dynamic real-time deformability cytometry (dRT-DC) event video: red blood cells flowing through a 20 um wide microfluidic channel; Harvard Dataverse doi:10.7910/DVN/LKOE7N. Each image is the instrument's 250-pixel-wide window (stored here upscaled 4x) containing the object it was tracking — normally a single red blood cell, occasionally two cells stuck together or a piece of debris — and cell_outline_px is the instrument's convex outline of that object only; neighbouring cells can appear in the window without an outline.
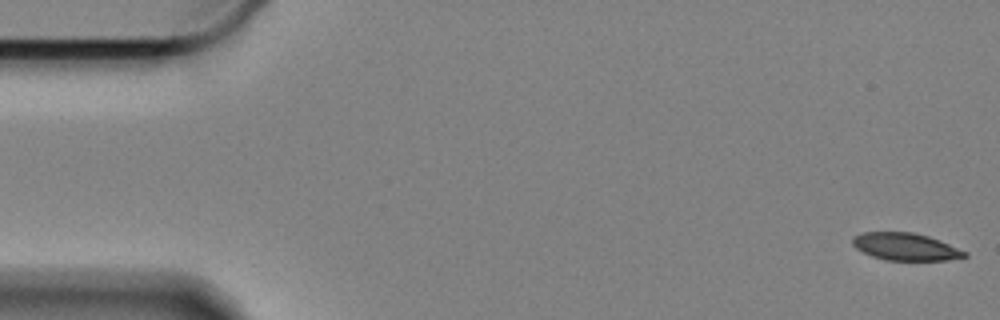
{"species": "Egyptian fruit bat (a non-hibernating species)", "species_latin": "Rousettus aegyptiacus", "temperature_condition": "cold", "stored_images_in_passage": 59, "camera_frame_rate_fps": 3000, "um_per_image_px": 0.085, "animal": {"sex": "female"}, "frame": {"image": 1, "passage_image": 1, "time_ms": 0.0, "image_size_px": [1000, 320], "cell_outline_px": [[968, 256], [948, 260], [884, 260], [872, 256], [856, 248], [852, 244], [852, 236], [864, 232], [912, 232], [928, 236], [940, 240], [968, 252]], "centroid_in_image_um": [76.97, 20.97], "position_along_channel_um": 8.0, "area_um2": 17.92}}
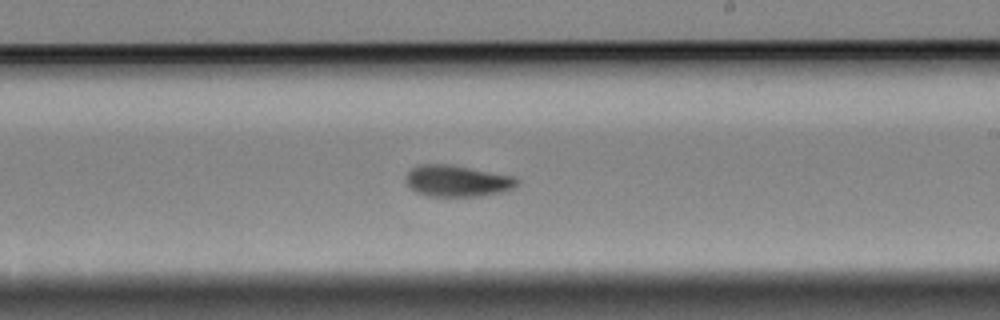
{"frame": {"image": 2, "passage_image": 34, "time_ms": 11.0, "image_size_px": [1000, 320], "cell_outline_px": [[520, 184], [504, 192], [480, 196], [428, 196], [416, 192], [408, 188], [404, 180], [404, 176], [416, 164], [452, 164], [516, 176], [520, 180]], "centroid_in_image_um": [38.86, 15.37], "position_along_channel_um": 250.1, "area_um2": 20.98}}
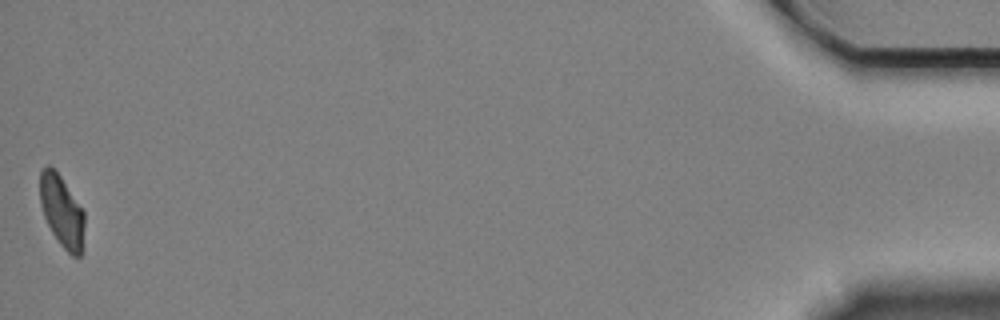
{"frame": {"image": 3, "passage_image": 59, "time_ms": 19.333, "image_size_px": [1000, 320], "cell_outline_px": [[84, 248], [80, 256], [72, 256], [60, 244], [52, 232], [44, 216], [40, 204], [40, 172], [48, 164], [60, 176], [84, 212]], "centroid_in_image_um": [5.27, 18.0], "position_along_channel_um": 429.9, "area_um2": 18.44}, "authors_computed_cell_mechanics": {"area_um2": 19.9988, "velocity_mm_per_s": 3.3175, "shape_relaxation_time_tau1_ms": 10.6626, "shape_relaxation_time_tau2_ms": 4.573, "deformation_change_tau1": 0.2115, "deformation_change_tau2": 0.0889}}